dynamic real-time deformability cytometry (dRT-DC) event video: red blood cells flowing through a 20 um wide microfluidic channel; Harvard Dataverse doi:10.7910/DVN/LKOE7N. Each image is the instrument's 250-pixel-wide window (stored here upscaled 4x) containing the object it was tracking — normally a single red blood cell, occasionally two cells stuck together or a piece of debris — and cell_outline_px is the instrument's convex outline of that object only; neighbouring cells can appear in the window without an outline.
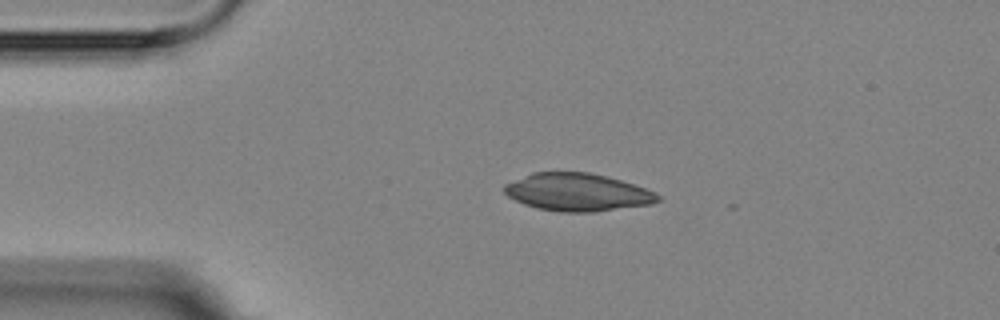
{"species": "Egyptian fruit bat (a non-hibernating species)", "species_latin": "Rousettus aegyptiacus", "temperature_condition": "room temperature", "stored_images_in_passage": 3, "camera_frame_rate_fps": 3000, "um_per_image_px": 0.085, "animal": {"sex": "female"}, "frame": {"image": 1, "passage_image": 2, "time_ms": 1.0, "image_size_px": [1000, 320], "cell_outline_px": [[660, 200], [652, 204], [596, 212], [560, 212], [536, 208], [524, 204], [508, 196], [504, 192], [504, 184], [532, 172], [588, 172], [608, 176], [656, 192], [660, 196]], "centroid_in_image_um": [49.08, 16.34], "position_along_channel_um": 35.9, "area_um2": 33.81}}